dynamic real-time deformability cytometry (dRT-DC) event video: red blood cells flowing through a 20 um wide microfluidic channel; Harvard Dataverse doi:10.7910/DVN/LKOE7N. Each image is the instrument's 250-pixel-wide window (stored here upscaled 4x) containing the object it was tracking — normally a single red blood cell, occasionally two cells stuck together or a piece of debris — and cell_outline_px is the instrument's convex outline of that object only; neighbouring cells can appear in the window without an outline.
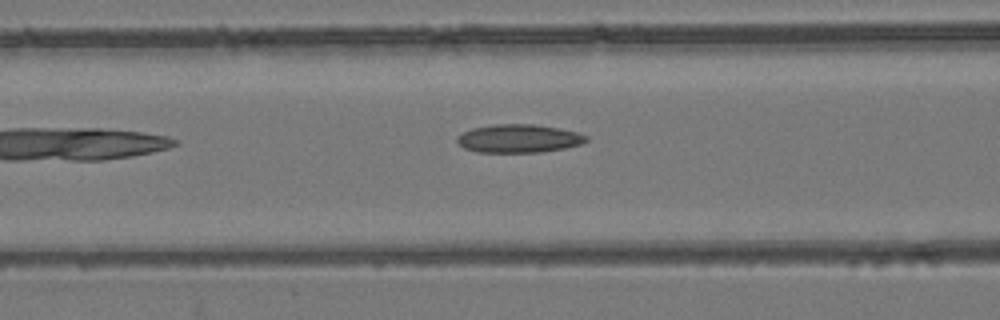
{"species": "common noctule bat (a hibernating species)", "species_latin": "Nyctalus noctula", "temperature_condition": "room temperature", "stored_images_in_passage": 3, "camera_frame_rate_fps": 3000, "um_per_image_px": 0.085, "animal": {"sex": "female", "body_mass_g": 24.6, "forearm_length_mm": 56.2}, "frame": {"image": 1, "passage_image": 3, "time_ms": 2.333, "image_size_px": [1000, 320], "cell_outline_px": [[588, 140], [580, 144], [564, 148], [540, 152], [476, 152], [464, 148], [456, 140], [456, 136], [472, 128], [496, 124], [532, 124], [556, 128], [576, 132], [588, 136]], "centroid_in_image_um": [44.06, 11.77], "position_along_channel_um": 122.5, "area_um2": 21.1}}